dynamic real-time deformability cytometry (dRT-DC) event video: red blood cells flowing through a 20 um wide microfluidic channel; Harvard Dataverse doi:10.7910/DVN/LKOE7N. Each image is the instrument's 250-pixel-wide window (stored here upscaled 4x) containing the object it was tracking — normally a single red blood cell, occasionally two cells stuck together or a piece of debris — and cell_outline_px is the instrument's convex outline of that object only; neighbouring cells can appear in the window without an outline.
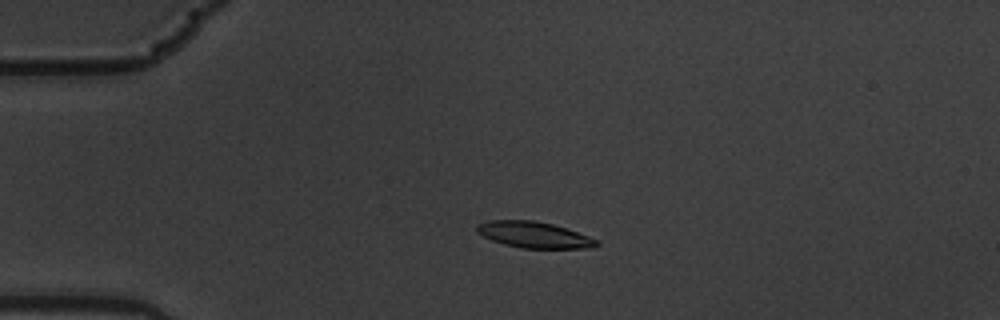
{"species": "common noctule bat (a hibernating species)", "species_latin": "Nyctalus noctula", "temperature_condition": "warm", "stored_images_in_passage": 5, "camera_frame_rate_fps": 3000, "um_per_image_px": 0.085, "animal": {"sex": "male", "body_mass_g": 19.5, "forearm_length_mm": 54.6}, "frame": {"image": 1, "passage_image": 4, "time_ms": 1.0, "image_size_px": [1000, 320], "cell_outline_px": [[600, 244], [592, 248], [520, 248], [504, 244], [492, 240], [476, 232], [476, 224], [488, 220], [532, 220], [552, 224], [588, 236], [596, 240]], "centroid_in_image_um": [45.34, 19.96], "position_along_channel_um": 39.7, "area_um2": 18.09}}